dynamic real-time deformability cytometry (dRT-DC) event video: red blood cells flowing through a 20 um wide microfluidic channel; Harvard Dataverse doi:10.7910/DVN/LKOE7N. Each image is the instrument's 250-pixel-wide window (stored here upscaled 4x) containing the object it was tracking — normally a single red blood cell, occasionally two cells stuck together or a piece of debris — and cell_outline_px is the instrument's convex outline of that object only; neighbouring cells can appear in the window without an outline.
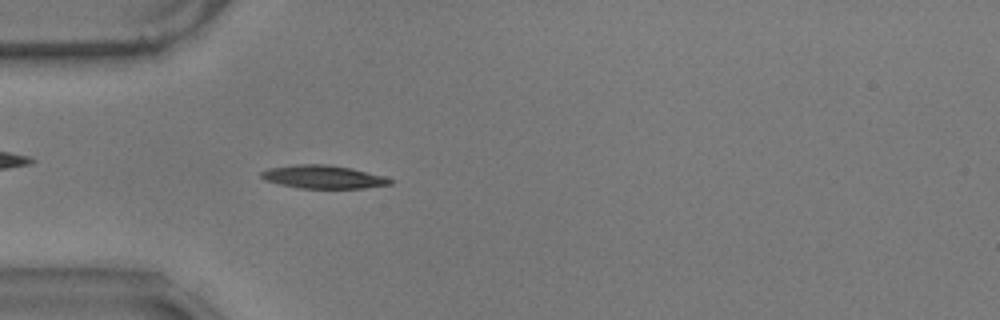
{"species": "common noctule bat (a hibernating species)", "species_latin": "Nyctalus noctula", "temperature_condition": "warm", "stored_images_in_passage": 42, "camera_frame_rate_fps": 3000, "um_per_image_px": 0.085, "animal": {"sex": "male", "body_mass_g": 17.9}, "frame": {"image": 1, "passage_image": 2, "time_ms": 0.333, "image_size_px": [1000, 320], "cell_outline_px": [[392, 184], [364, 188], [300, 188], [280, 184], [264, 180], [260, 176], [260, 172], [268, 168], [296, 164], [324, 164], [352, 168], [384, 176], [392, 180]], "centroid_in_image_um": [27.45, 15.03], "position_along_channel_um": 57.6, "area_um2": 17.4}}
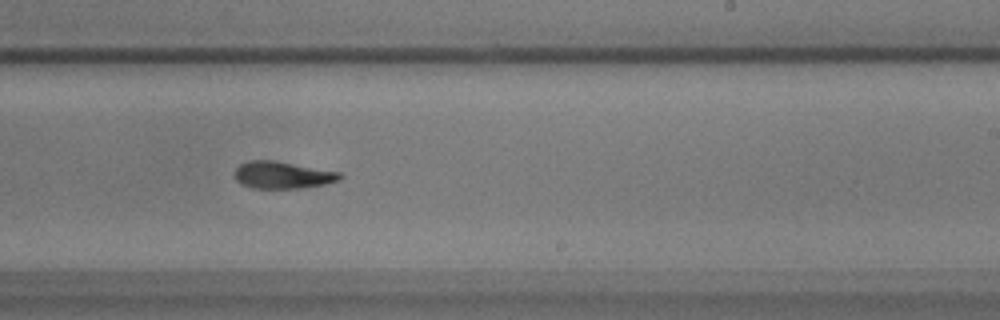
{"frame": {"image": 2, "passage_image": 20, "time_ms": 6.333, "image_size_px": [1000, 320], "cell_outline_px": [[344, 176], [340, 180], [324, 184], [300, 188], [252, 188], [240, 184], [236, 180], [236, 168], [240, 164], [248, 160], [276, 160], [340, 172]], "centroid_in_image_um": [24.02, 14.87], "position_along_channel_um": 265.0, "area_um2": 16.7}}
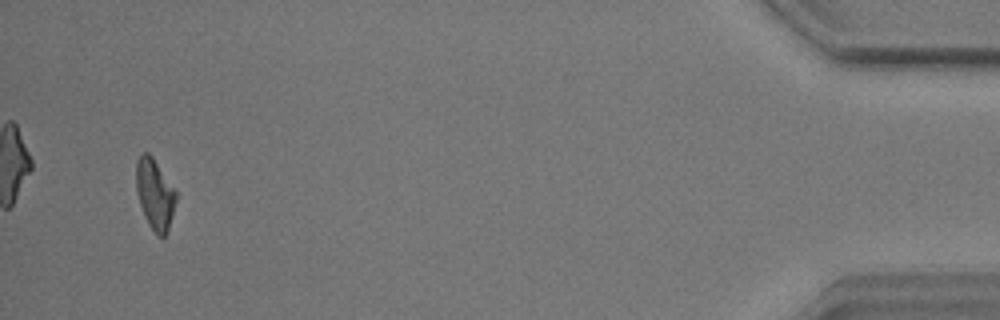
{"frame": {"image": 3, "passage_image": 40, "time_ms": 13.0, "image_size_px": [1000, 320], "cell_outline_px": [[176, 200], [168, 228], [164, 236], [156, 236], [148, 224], [144, 216], [136, 192], [136, 160], [144, 152], [148, 152], [152, 156], [176, 192]], "centroid_in_image_um": [13.13, 16.5], "position_along_channel_um": 422.1, "area_um2": 16.13}, "authors_computed_cell_mechanics": {"area_um2": 16.9354, "velocity_mm_per_s": 3.5336, "shape_relaxation_time_tau1_ms": 9.122, "shape_relaxation_time_tau2_ms": 5.3627, "deformation_change_tau1": 0.2254, "deformation_change_tau2": 0.1411}}